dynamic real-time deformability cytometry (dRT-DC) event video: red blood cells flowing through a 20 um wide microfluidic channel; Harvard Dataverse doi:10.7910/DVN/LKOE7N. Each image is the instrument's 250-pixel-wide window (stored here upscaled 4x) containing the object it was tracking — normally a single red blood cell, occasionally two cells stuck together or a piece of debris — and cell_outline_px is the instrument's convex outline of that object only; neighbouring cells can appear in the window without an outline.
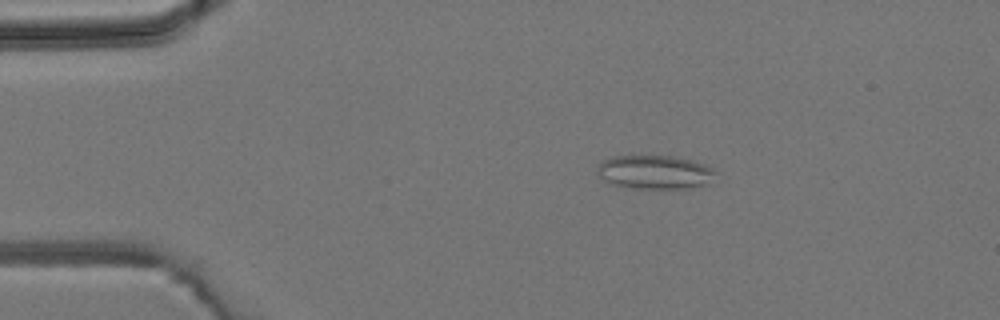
{"species": "common noctule bat (a hibernating species)", "species_latin": "Nyctalus noctula", "temperature_condition": "room temperature", "stored_images_in_passage": 4, "camera_frame_rate_fps": 3000, "um_per_image_px": 0.085, "animal": {"sex": "male", "body_mass_g": 19.2, "forearm_length_mm": 51.8}, "frame": {"image": 1, "passage_image": 4, "time_ms": 4.333, "image_size_px": [1000, 320], "cell_outline_px": [[720, 172], [704, 184], [688, 188], [632, 188], [612, 184], [604, 180], [596, 172], [596, 168], [604, 160], [612, 156], [640, 152], [672, 156], [692, 160], [704, 164]], "centroid_in_image_um": [55.61, 14.57], "position_along_channel_um": 29.4, "area_um2": 24.04}}